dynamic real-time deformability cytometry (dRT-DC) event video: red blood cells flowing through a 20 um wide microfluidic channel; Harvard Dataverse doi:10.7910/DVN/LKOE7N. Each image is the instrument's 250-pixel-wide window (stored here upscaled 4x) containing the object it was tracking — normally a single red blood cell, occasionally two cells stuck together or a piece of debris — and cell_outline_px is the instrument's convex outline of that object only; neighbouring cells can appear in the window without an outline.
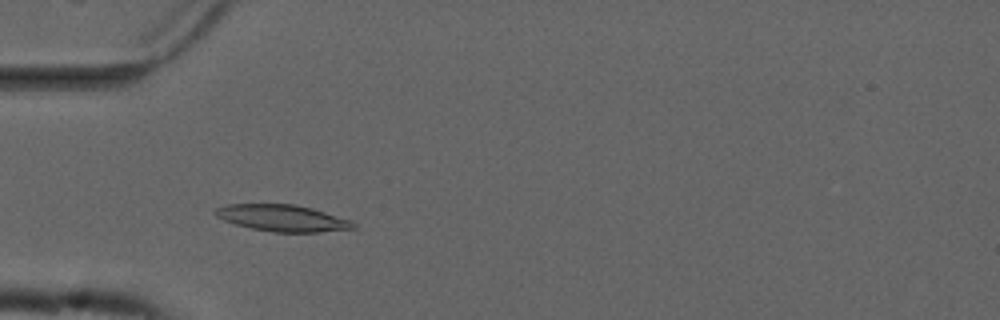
{"species": "common noctule bat (a hibernating species)", "species_latin": "Nyctalus noctula", "temperature_condition": "cold", "stored_images_in_passage": 50, "camera_frame_rate_fps": 3000, "um_per_image_px": 0.085, "animal": {"sex": "male", "forearm_length_mm": 52.5}, "frame": {"image": 1, "passage_image": 12, "time_ms": 3.667, "image_size_px": [1000, 320], "cell_outline_px": [[356, 228], [316, 232], [272, 232], [252, 228], [236, 224], [224, 220], [216, 216], [212, 212], [216, 208], [228, 204], [296, 204], [312, 208], [352, 220], [356, 224]], "centroid_in_image_um": [24.02, 18.53], "position_along_channel_um": 61.0, "area_um2": 21.39}}
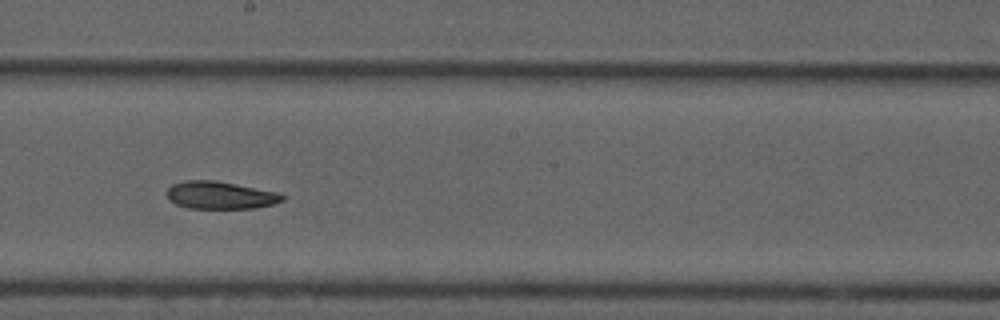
{"frame": {"image": 2, "passage_image": 26, "time_ms": 8.333, "image_size_px": [1000, 320], "cell_outline_px": [[284, 200], [272, 204], [256, 208], [188, 208], [176, 204], [168, 200], [168, 188], [172, 184], [184, 180], [216, 180], [276, 192], [284, 196]], "centroid_in_image_um": [18.69, 16.59], "position_along_channel_um": 229.5, "area_um2": 18.44}}
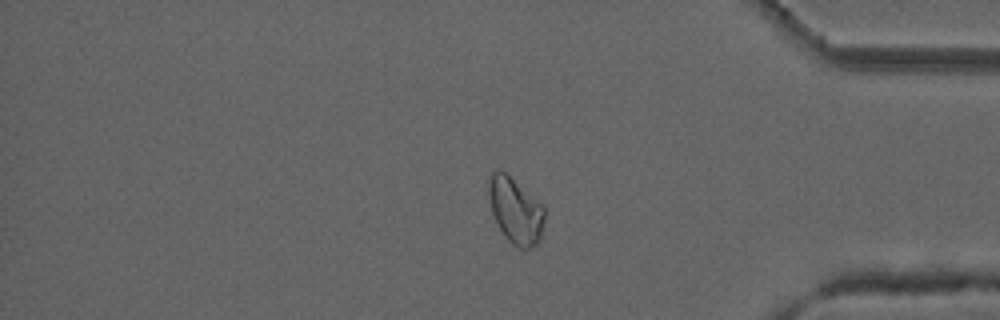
{"frame": {"image": 3, "passage_image": 41, "time_ms": 13.333, "image_size_px": [1000, 320], "cell_outline_px": [[544, 220], [540, 240], [532, 248], [520, 248], [512, 244], [504, 236], [492, 212], [488, 192], [488, 184], [492, 172], [500, 168], [544, 204]], "centroid_in_image_um": [43.83, 17.88], "position_along_channel_um": 391.4, "area_um2": 21.5}, "authors_computed_cell_mechanics": {"area_um2": 20.6346, "velocity_mm_per_s": 3.6815, "shape_relaxation_time_tau1_ms": null, "shape_relaxation_time_tau2_ms": 4.2734, "deformation_change_tau1": null, "deformation_change_tau2": 0.084}}